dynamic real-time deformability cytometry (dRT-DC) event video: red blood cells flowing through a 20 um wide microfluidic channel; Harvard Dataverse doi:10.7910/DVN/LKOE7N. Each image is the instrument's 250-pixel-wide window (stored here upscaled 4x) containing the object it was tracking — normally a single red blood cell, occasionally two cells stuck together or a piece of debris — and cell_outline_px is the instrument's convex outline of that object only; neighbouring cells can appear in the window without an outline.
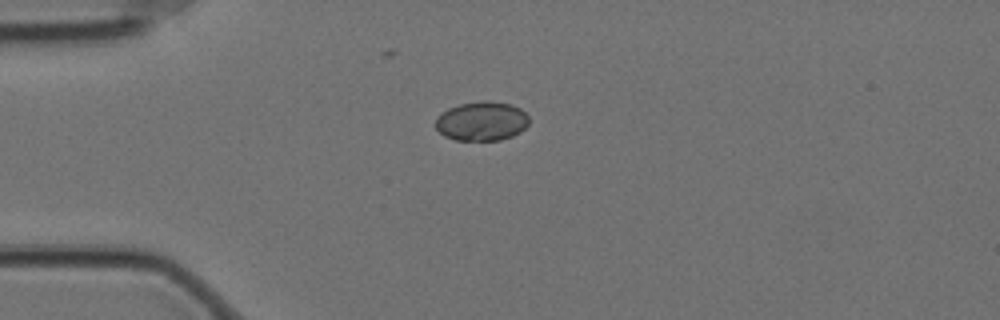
{"species": "Egyptian fruit bat (a non-hibernating species)", "species_latin": "Rousettus aegyptiacus", "temperature_condition": "cold", "stored_images_in_passage": 45, "camera_frame_rate_fps": 3000, "um_per_image_px": 0.085, "animal": {"sex": "female"}, "frame": {"image": 1, "passage_image": 1, "time_ms": 0.0, "image_size_px": [1000, 320], "cell_outline_px": [[528, 124], [520, 132], [512, 136], [500, 140], [456, 140], [444, 136], [436, 128], [436, 116], [440, 112], [448, 108], [460, 104], [480, 100], [488, 100], [512, 104], [520, 108], [528, 116]], "centroid_in_image_um": [40.93, 10.28], "position_along_channel_um": 44.1, "area_um2": 21.56}}
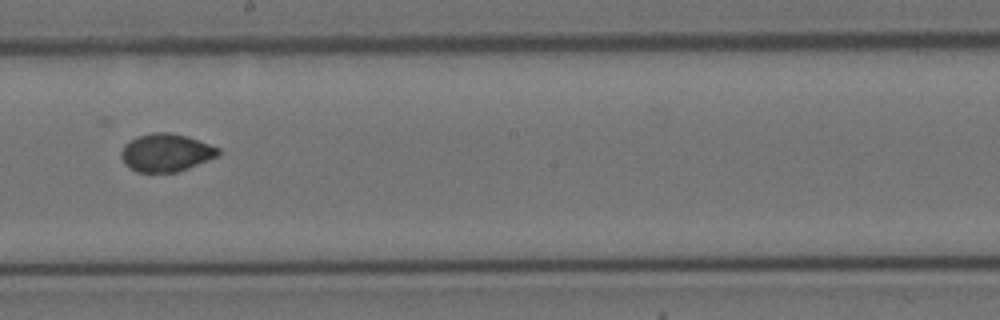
{"frame": {"image": 2, "passage_image": 19, "time_ms": 6.0, "image_size_px": [1000, 320], "cell_outline_px": [[220, 152], [216, 156], [188, 168], [176, 172], [136, 172], [124, 164], [120, 156], [120, 152], [124, 144], [128, 140], [136, 136], [152, 132], [168, 132], [188, 136], [220, 148]], "centroid_in_image_um": [14.05, 12.96], "position_along_channel_um": 234.1, "area_um2": 21.56}}
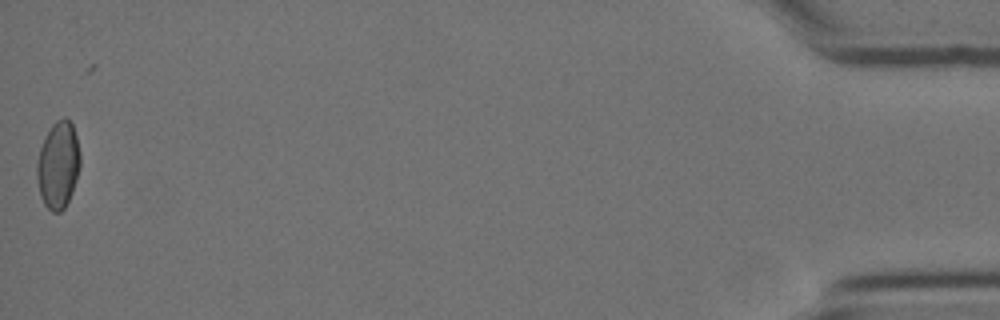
{"frame": {"image": 3, "passage_image": 44, "time_ms": 14.333, "image_size_px": [1000, 320], "cell_outline_px": [[80, 164], [76, 180], [72, 192], [64, 208], [60, 212], [52, 212], [44, 204], [40, 196], [36, 176], [36, 164], [40, 148], [52, 124], [56, 120], [64, 116], [72, 124], [76, 136], [80, 152]], "centroid_in_image_um": [4.94, 14.03], "position_along_channel_um": 430.3, "area_um2": 21.91}}